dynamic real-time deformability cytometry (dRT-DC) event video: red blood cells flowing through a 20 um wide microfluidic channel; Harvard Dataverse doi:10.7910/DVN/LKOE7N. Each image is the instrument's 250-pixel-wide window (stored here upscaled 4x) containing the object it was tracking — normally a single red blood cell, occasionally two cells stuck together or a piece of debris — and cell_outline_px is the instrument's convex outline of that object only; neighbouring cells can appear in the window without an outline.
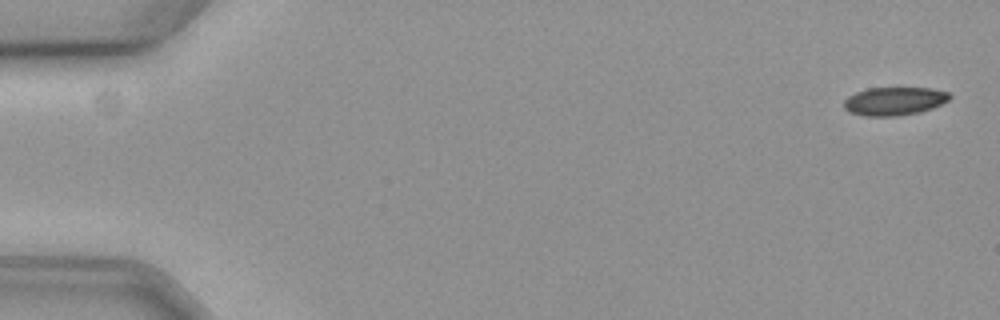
{"species": "common noctule bat (a hibernating species)", "species_latin": "Nyctalus noctula", "temperature_condition": "cold", "stored_images_in_passage": 6, "camera_frame_rate_fps": 3000, "um_per_image_px": 0.085, "animal": {"sex": "female", "body_mass_g": 19.3, "forearm_length_mm": 54.1}, "frame": {"image": 1, "passage_image": 2, "time_ms": 0.333, "image_size_px": [1000, 320], "cell_outline_px": [[952, 96], [948, 100], [932, 108], [920, 112], [896, 116], [864, 116], [848, 112], [844, 108], [844, 100], [848, 96], [856, 92], [868, 88], [932, 88], [948, 92]], "centroid_in_image_um": [76.0, 8.6], "position_along_channel_um": 9.0, "area_um2": 17.46}}